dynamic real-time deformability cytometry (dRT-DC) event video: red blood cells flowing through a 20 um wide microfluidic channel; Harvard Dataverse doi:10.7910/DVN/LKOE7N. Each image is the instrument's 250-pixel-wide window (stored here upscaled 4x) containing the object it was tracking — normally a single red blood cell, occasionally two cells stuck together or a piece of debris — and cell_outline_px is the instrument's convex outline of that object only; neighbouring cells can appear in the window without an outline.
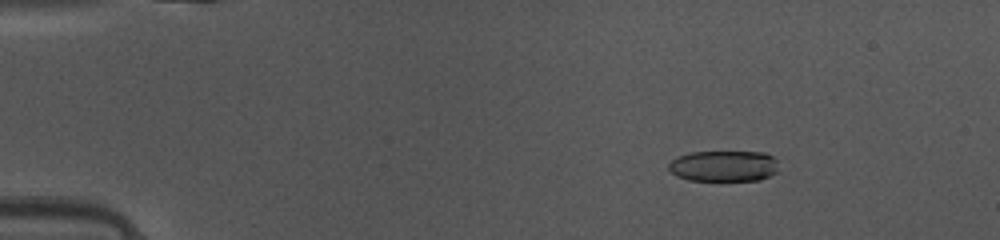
{"species": "common noctule bat (a hibernating species)", "species_latin": "Nyctalus noctula", "temperature_condition": "warm", "stored_images_in_passage": 48, "camera_frame_rate_fps": 3000, "um_per_image_px": 0.085, "animal": {"sex": "female", "body_mass_g": 10.0, "forearm_length_mm": 53.1}, "frame": {"image": 1, "passage_image": 7, "time_ms": 2.0, "image_size_px": [1000, 240], "cell_outline_px": [[776, 172], [760, 180], [688, 180], [676, 176], [668, 168], [668, 164], [672, 160], [680, 156], [692, 152], [764, 152], [772, 156], [776, 160]], "centroid_in_image_um": [61.51, 14.11], "position_along_channel_um": 23.5, "area_um2": 19.65}}
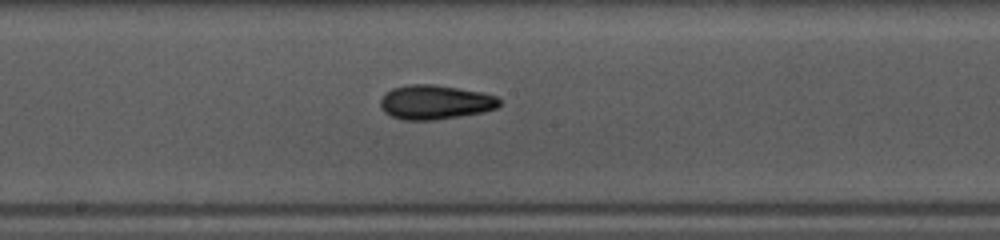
{"frame": {"image": 2, "passage_image": 26, "time_ms": 8.333, "image_size_px": [1000, 240], "cell_outline_px": [[500, 104], [496, 108], [484, 112], [436, 120], [404, 120], [392, 116], [384, 112], [380, 108], [380, 100], [392, 88], [408, 84], [432, 84], [480, 92], [496, 96], [500, 100]], "centroid_in_image_um": [36.97, 8.69], "position_along_channel_um": 211.2, "area_um2": 23.7}}
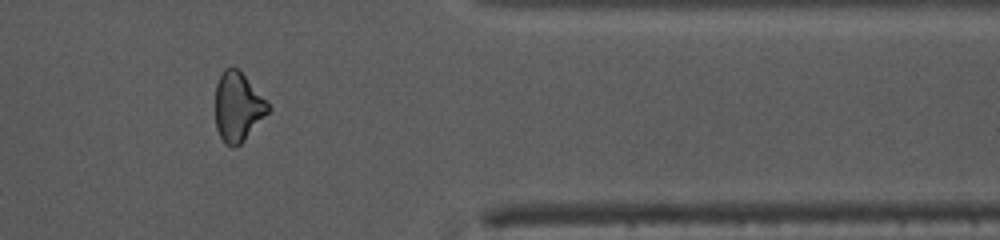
{"frame": {"image": 3, "passage_image": 40, "time_ms": 13.0, "image_size_px": [1000, 240], "cell_outline_px": [[272, 108], [244, 140], [236, 148], [232, 148], [224, 144], [216, 128], [216, 84], [224, 68], [236, 68], [244, 76]], "centroid_in_image_um": [20.2, 9.13], "position_along_channel_um": 391.2, "area_um2": 20.92}, "authors_computed_cell_mechanics": {"area_um2": 22.1663, "velocity_mm_per_s": 4.1564, "shape_relaxation_time_tau1_ms": 3.7784, "shape_relaxation_time_tau2_ms": 2.7662, "deformation_change_tau1": 0.1312, "deformation_change_tau2": 0.1024}}